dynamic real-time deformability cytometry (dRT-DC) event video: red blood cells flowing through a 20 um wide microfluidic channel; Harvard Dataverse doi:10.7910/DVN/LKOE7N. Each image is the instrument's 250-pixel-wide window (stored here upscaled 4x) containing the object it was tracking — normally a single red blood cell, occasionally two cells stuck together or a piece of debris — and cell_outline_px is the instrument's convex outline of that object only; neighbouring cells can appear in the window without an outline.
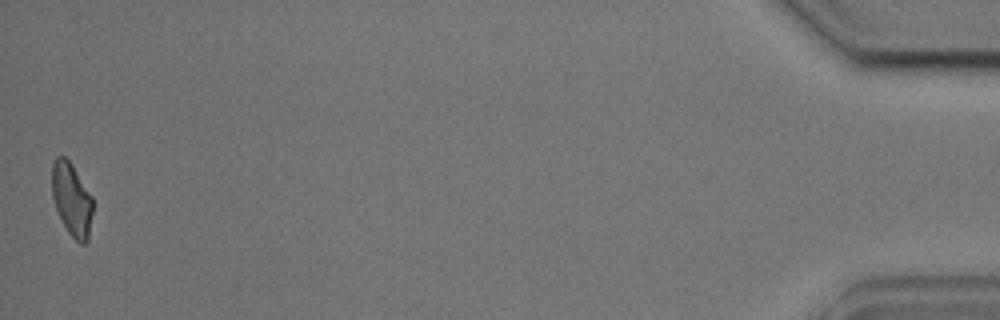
{"species": "common noctule bat (a hibernating species)", "species_latin": "Nyctalus noctula", "temperature_condition": "cold", "stored_images_in_passage": 43, "camera_frame_rate_fps": 3000, "um_per_image_px": 0.085, "animal": {"sex": "male", "body_mass_g": 17.9, "forearm_length_mm": 54.2}, "frame": {"image": 1, "passage_image": 43, "time_ms": 14.0, "image_size_px": [1000, 320], "cell_outline_px": [[92, 212], [88, 240], [84, 244], [80, 244], [68, 232], [56, 208], [52, 196], [52, 164], [56, 156], [64, 156], [72, 164], [92, 196]], "centroid_in_image_um": [6.09, 16.93], "position_along_channel_um": 429.1, "area_um2": 17.22}, "authors_computed_cell_mechanics": {"area_um2": 18.3226, "velocity_mm_per_s": 3.5988, "shape_relaxation_time_tau1_ms": 3.434, "shape_relaxation_time_tau2_ms": 2.1864, "deformation_change_tau1": 0.1138, "deformation_change_tau2": 0.1128}}